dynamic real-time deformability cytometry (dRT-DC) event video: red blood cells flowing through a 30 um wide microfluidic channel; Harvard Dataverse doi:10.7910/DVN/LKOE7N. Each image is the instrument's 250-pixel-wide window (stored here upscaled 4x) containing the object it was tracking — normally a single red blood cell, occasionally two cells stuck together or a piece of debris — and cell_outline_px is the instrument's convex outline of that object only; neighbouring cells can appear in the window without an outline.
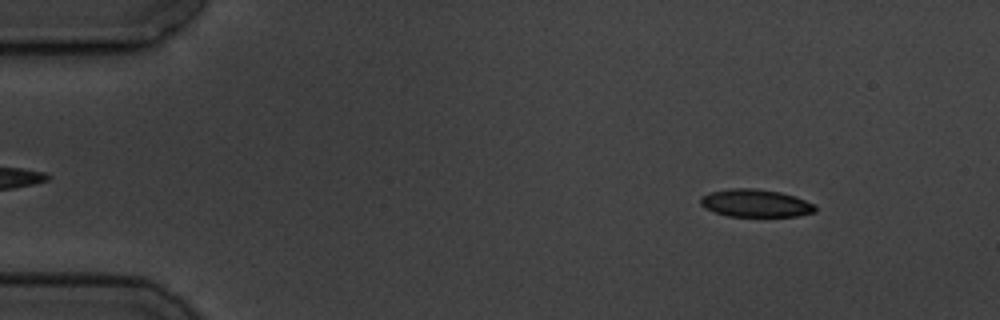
{"species": "common noctule bat (a hibernating species)", "species_latin": "Nyctalus noctula", "temperature_condition": "cold", "stored_images_in_passage": 3, "camera_frame_rate_fps": 3000, "um_per_image_px": 0.085, "animal": {"sex": "male", "body_mass_g": 19.5, "forearm_length_mm": 54.6}, "frame": {"image": 1, "passage_image": 1, "time_ms": 0.0, "image_size_px": [1000, 320], "cell_outline_px": [[816, 212], [796, 216], [728, 216], [716, 212], [700, 204], [700, 196], [712, 192], [732, 188], [756, 188], [780, 192], [796, 196], [812, 204], [816, 208]], "centroid_in_image_um": [64.23, 17.26], "position_along_channel_um": 20.8, "area_um2": 18.32}}
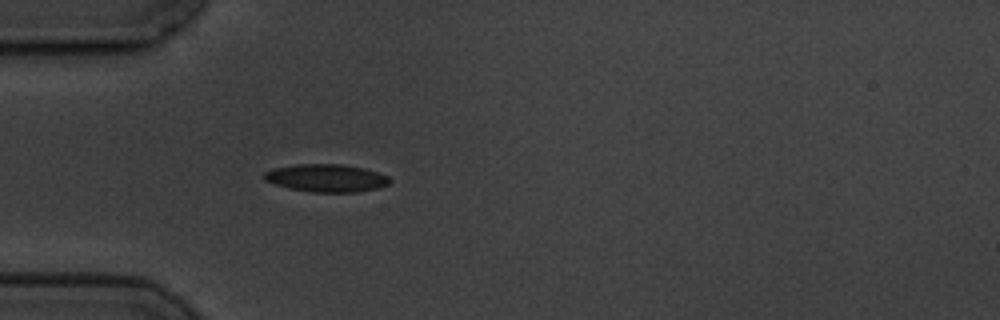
{"frame": {"image": 2, "passage_image": 3, "time_ms": 3.333, "image_size_px": [1000, 320], "cell_outline_px": [[392, 180], [388, 184], [380, 188], [356, 192], [312, 192], [288, 188], [264, 180], [264, 172], [276, 168], [296, 164], [340, 164], [364, 168], [388, 176]], "centroid_in_image_um": [27.77, 15.14], "position_along_channel_um": 57.2, "area_um2": 20.23}}